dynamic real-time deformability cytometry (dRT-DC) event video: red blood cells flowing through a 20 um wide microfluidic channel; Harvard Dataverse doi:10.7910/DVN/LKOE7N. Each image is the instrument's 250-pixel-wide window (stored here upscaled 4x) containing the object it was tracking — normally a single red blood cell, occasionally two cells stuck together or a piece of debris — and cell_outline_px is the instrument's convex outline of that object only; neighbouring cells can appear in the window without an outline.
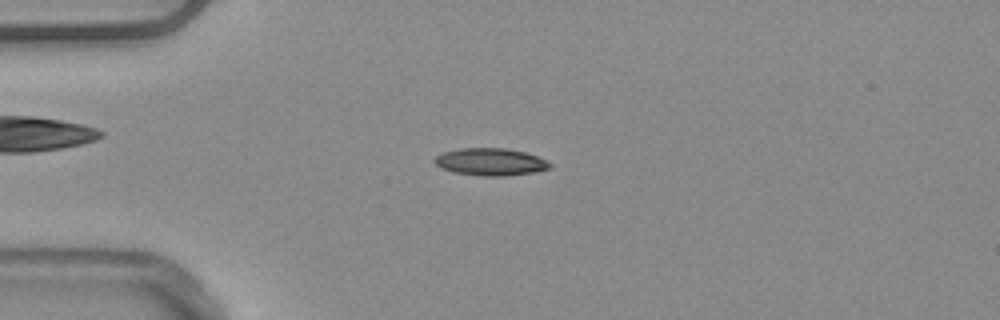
{"species": "common noctule bat (a hibernating species)", "species_latin": "Nyctalus noctula", "temperature_condition": "warm", "stored_images_in_passage": 52, "camera_frame_rate_fps": 3000, "um_per_image_px": 0.085, "animal": {"sex": "male", "body_mass_g": 20.4}, "frame": {"image": 1, "passage_image": 13, "time_ms": 4.0, "image_size_px": [1000, 320], "cell_outline_px": [[552, 168], [532, 172], [504, 176], [480, 176], [452, 172], [440, 168], [432, 160], [440, 152], [460, 148], [508, 148], [524, 152], [548, 160], [552, 164]], "centroid_in_image_um": [41.66, 13.75], "position_along_channel_um": 43.3, "area_um2": 18.61}}
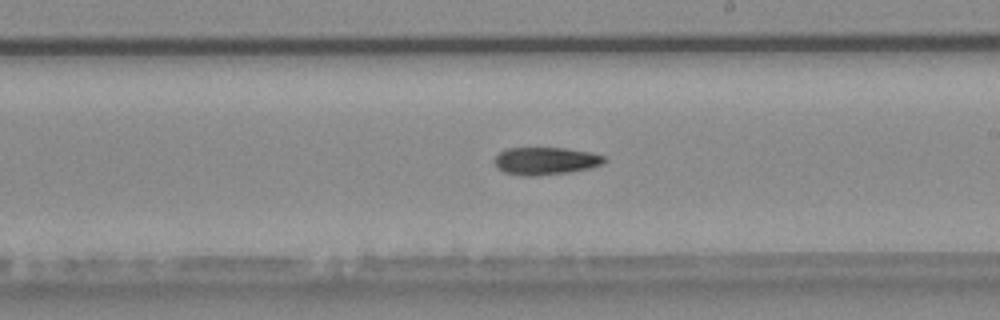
{"frame": {"image": 2, "passage_image": 30, "time_ms": 9.667, "image_size_px": [1000, 320], "cell_outline_px": [[608, 160], [592, 168], [568, 172], [536, 176], [524, 176], [504, 172], [496, 168], [492, 160], [500, 152], [508, 148], [564, 148], [592, 152], [604, 156]], "centroid_in_image_um": [46.36, 13.68], "position_along_channel_um": 242.6, "area_um2": 17.8}}
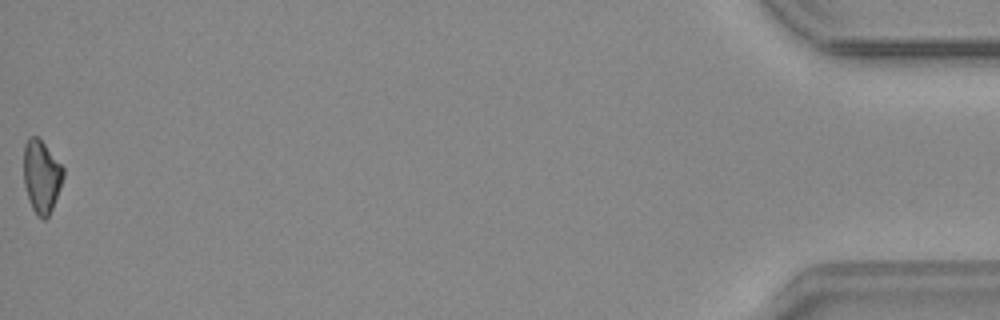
{"frame": {"image": 3, "passage_image": 52, "time_ms": 17.0, "image_size_px": [1000, 320], "cell_outline_px": [[64, 176], [60, 188], [52, 208], [48, 216], [44, 220], [36, 216], [32, 208], [24, 184], [24, 144], [28, 136], [36, 136], [44, 144], [64, 168]], "centroid_in_image_um": [3.52, 15.0], "position_along_channel_um": 431.7, "area_um2": 16.65}}